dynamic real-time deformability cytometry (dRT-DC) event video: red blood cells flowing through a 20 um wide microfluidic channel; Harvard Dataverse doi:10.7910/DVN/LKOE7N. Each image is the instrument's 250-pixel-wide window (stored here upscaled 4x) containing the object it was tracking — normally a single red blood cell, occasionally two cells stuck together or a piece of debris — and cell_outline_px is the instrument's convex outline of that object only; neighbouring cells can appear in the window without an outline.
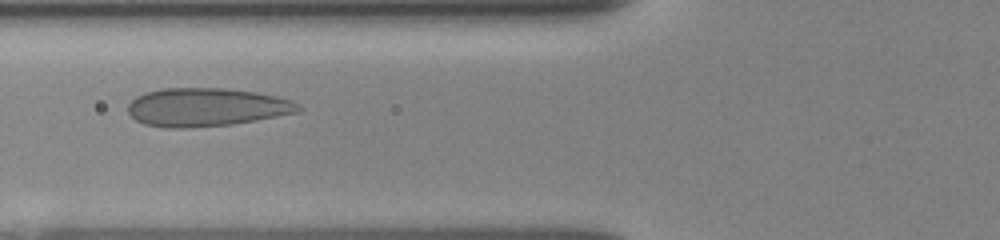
{"species": "human", "species_latin": "Homo sapiens", "temperature_condition": "room temperature", "stored_images_in_passage": 19, "camera_frame_rate_fps": 3000, "um_per_image_px": 0.085, "donor": {"sex": "female"}, "frame": {"image": 1, "passage_image": 9, "time_ms": 4.333, "image_size_px": [1000, 240], "cell_outline_px": [[304, 108], [296, 112], [256, 120], [232, 124], [188, 128], [164, 128], [144, 124], [136, 120], [128, 112], [128, 104], [136, 96], [148, 92], [164, 88], [224, 88], [256, 92], [276, 96], [292, 100], [300, 104]], "centroid_in_image_um": [17.54, 9.11], "position_along_channel_um": 108.3, "area_um2": 38.09}}
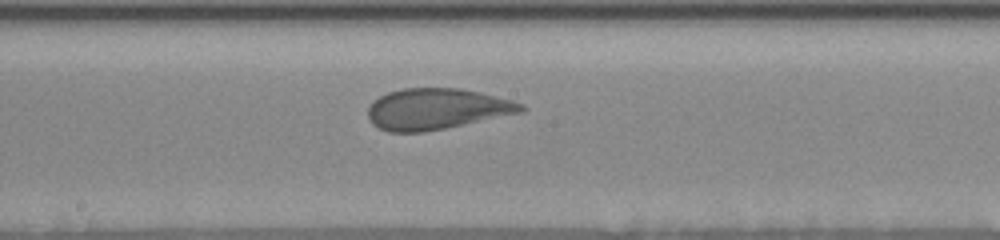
{"frame": {"image": 2, "passage_image": 15, "time_ms": 7.0, "image_size_px": [1000, 240], "cell_outline_px": [[528, 108], [524, 112], [444, 128], [420, 132], [388, 132], [372, 124], [368, 120], [368, 104], [372, 100], [388, 92], [400, 88], [460, 88], [480, 92], [512, 100], [524, 104]], "centroid_in_image_um": [37.1, 9.25], "position_along_channel_um": 211.1, "area_um2": 36.82}}
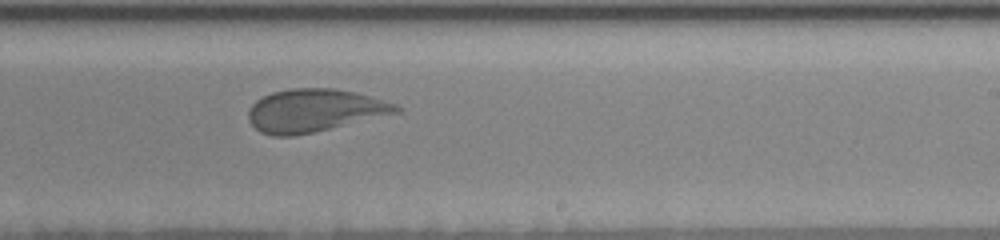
{"frame": {"image": 3, "passage_image": 18, "time_ms": 8.333, "image_size_px": [1000, 240], "cell_outline_px": [[404, 108], [400, 112], [312, 132], [292, 136], [272, 136], [260, 132], [248, 120], [248, 112], [252, 104], [256, 100], [272, 92], [292, 88], [336, 88], [356, 92], [396, 104]], "centroid_in_image_um": [26.71, 9.38], "position_along_channel_um": 262.3, "area_um2": 36.7}}